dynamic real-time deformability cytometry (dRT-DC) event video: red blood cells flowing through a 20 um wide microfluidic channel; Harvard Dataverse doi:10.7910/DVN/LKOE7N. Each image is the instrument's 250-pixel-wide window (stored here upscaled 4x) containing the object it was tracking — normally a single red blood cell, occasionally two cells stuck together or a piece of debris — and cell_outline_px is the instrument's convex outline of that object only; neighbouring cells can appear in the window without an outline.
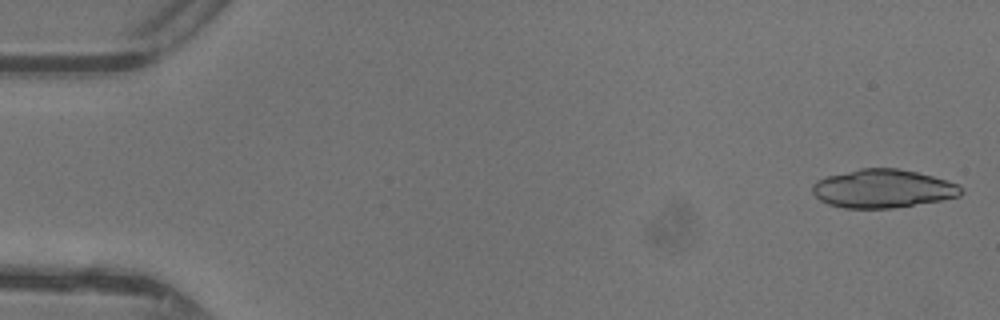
{"species": "common noctule bat (a hibernating species)", "species_latin": "Nyctalus noctula", "temperature_condition": "warm", "stored_images_in_passage": 9, "camera_frame_rate_fps": 3000, "um_per_image_px": 0.085, "animal": {"sex": "female"}, "frame": {"image": 1, "passage_image": 1, "time_ms": 0.0, "image_size_px": [1000, 320], "cell_outline_px": [[964, 192], [960, 196], [940, 200], [892, 208], [844, 208], [828, 204], [820, 200], [812, 192], [812, 184], [816, 180], [828, 176], [860, 168], [896, 168], [916, 172], [932, 176], [956, 184]], "centroid_in_image_um": [75.0, 16.03], "position_along_channel_um": 10.0, "area_um2": 33.0}}